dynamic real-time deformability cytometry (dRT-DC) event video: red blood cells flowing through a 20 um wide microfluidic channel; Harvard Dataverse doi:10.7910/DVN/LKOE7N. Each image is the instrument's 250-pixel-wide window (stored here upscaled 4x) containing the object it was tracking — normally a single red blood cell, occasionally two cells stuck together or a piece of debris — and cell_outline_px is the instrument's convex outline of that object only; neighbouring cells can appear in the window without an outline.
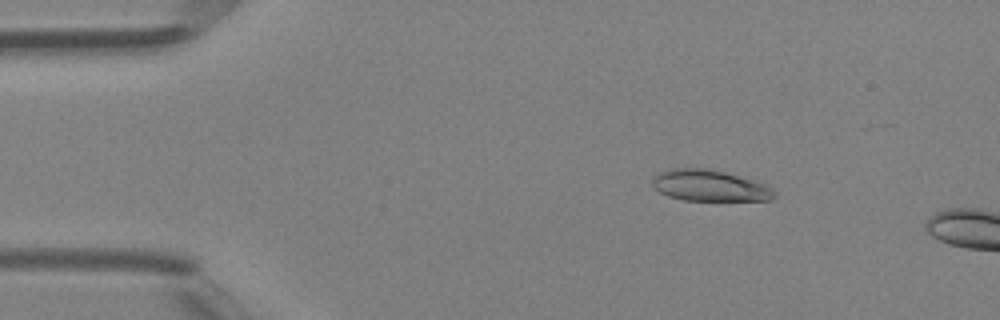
{"species": "Egyptian fruit bat (a non-hibernating species)", "species_latin": "Rousettus aegyptiacus", "temperature_condition": "room temperature", "stored_images_in_passage": 8, "camera_frame_rate_fps": 3000, "um_per_image_px": 0.085, "animal": {"sex": "female"}, "frame": {"image": 1, "passage_image": 1, "time_ms": 0.0, "image_size_px": [1000, 320], "cell_outline_px": [[776, 196], [768, 200], [684, 200], [668, 196], [660, 192], [652, 184], [652, 176], [660, 172], [672, 168], [708, 168], [724, 172], [752, 180], [764, 184], [772, 188], [776, 192]], "centroid_in_image_um": [60.29, 15.77], "position_along_channel_um": 24.7, "area_um2": 22.02}}